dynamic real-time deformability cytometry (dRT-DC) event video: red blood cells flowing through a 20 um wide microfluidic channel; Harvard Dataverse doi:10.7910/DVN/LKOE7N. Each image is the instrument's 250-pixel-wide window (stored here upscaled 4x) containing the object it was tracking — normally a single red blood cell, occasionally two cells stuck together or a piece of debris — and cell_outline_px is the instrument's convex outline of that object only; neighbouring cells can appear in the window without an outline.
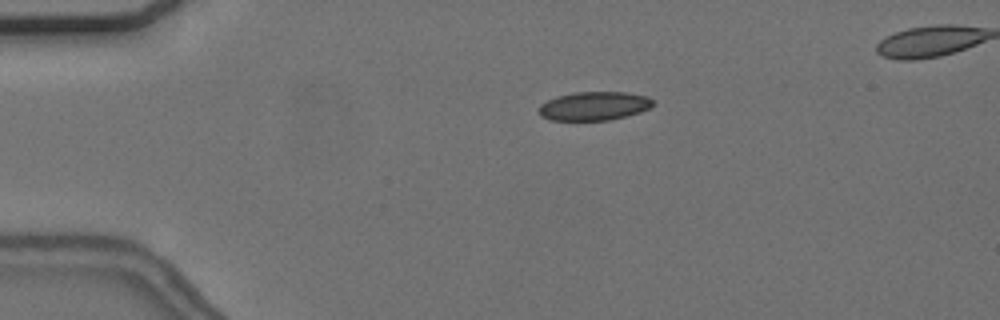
{"species": "common noctule bat (a hibernating species)", "species_latin": "Nyctalus noctula", "temperature_condition": "cold", "stored_images_in_passage": 7, "camera_frame_rate_fps": 3000, "um_per_image_px": 0.085, "animal": {"sex": "female", "body_mass_g": 24.6, "forearm_length_mm": 56.2}, "frame": {"image": 1, "passage_image": 1, "time_ms": 0.0, "image_size_px": [1000, 320], "cell_outline_px": [[656, 104], [640, 112], [608, 120], [548, 120], [540, 116], [540, 104], [556, 96], [576, 92], [628, 92], [648, 96]], "centroid_in_image_um": [50.5, 9.0], "position_along_channel_um": 34.5, "area_um2": 19.07}}